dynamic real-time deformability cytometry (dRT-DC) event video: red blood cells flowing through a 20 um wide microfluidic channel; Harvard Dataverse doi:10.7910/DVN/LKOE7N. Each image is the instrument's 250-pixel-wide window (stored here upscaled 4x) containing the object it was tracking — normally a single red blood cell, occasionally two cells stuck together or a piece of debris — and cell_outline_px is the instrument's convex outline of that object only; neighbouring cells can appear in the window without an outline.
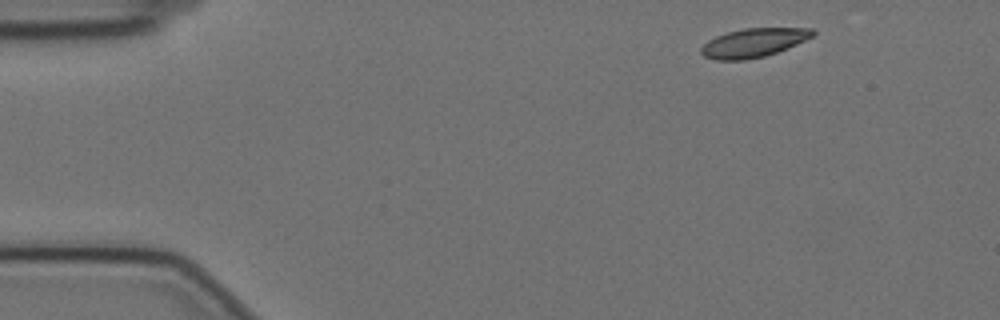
{"species": "Egyptian fruit bat (a non-hibernating species)", "species_latin": "Rousettus aegyptiacus", "temperature_condition": "cold", "stored_images_in_passage": 52, "camera_frame_rate_fps": 3000, "um_per_image_px": 0.085, "animal": {"sex": "female"}, "frame": {"image": 1, "passage_image": 1, "time_ms": 0.0, "image_size_px": [1000, 320], "cell_outline_px": [[816, 32], [812, 36], [796, 44], [776, 52], [764, 56], [744, 60], [716, 60], [704, 56], [700, 52], [700, 48], [708, 40], [716, 36], [728, 32], [744, 28], [812, 28]], "centroid_in_image_um": [64.02, 3.63], "position_along_channel_um": 21.0, "area_um2": 18.55}}
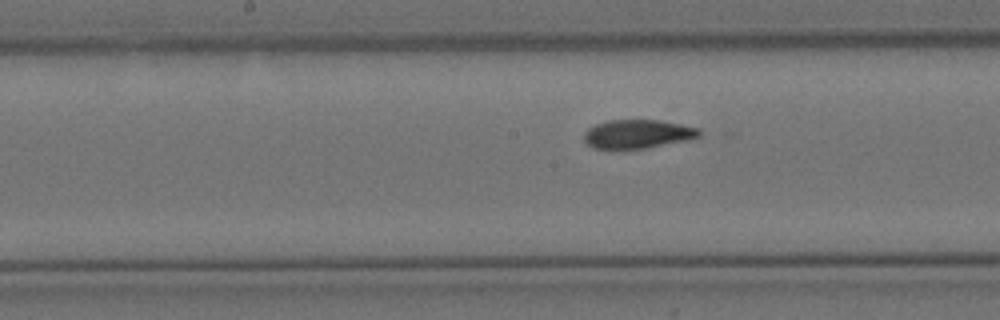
{"frame": {"image": 2, "passage_image": 23, "time_ms": 7.333, "image_size_px": [1000, 320], "cell_outline_px": [[700, 136], [688, 140], [644, 148], [592, 148], [584, 140], [584, 132], [588, 128], [596, 124], [608, 120], [660, 120], [700, 128]], "centroid_in_image_um": [54.2, 11.38], "position_along_channel_um": 194.0, "area_um2": 19.13}}
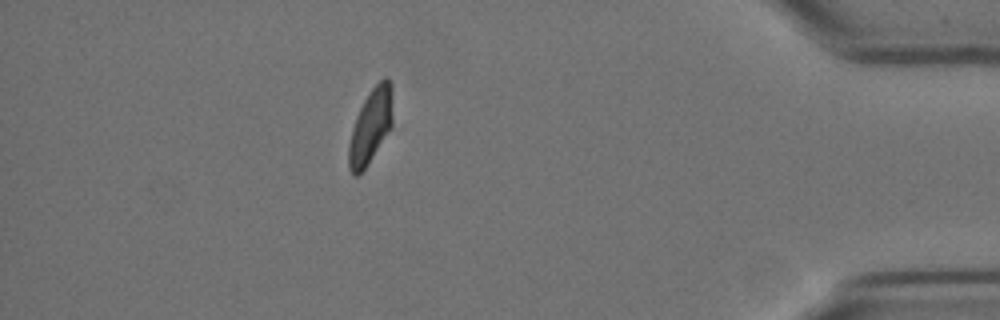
{"frame": {"image": 3, "passage_image": 45, "time_ms": 14.667, "image_size_px": [1000, 320], "cell_outline_px": [[392, 128], [364, 168], [356, 176], [352, 176], [348, 168], [348, 144], [352, 128], [356, 116], [364, 100], [372, 88], [384, 76], [388, 76], [392, 84]], "centroid_in_image_um": [31.51, 10.7], "position_along_channel_um": 403.7, "area_um2": 19.19}, "authors_computed_cell_mechanics": {"area_um2": 19.7676, "velocity_mm_per_s": 3.4947, "shape_relaxation_time_tau1_ms": 4.4714, "shape_relaxation_time_tau2_ms": 1.6862, "deformation_change_tau1": 0.1917, "deformation_change_tau2": 0.0273}}